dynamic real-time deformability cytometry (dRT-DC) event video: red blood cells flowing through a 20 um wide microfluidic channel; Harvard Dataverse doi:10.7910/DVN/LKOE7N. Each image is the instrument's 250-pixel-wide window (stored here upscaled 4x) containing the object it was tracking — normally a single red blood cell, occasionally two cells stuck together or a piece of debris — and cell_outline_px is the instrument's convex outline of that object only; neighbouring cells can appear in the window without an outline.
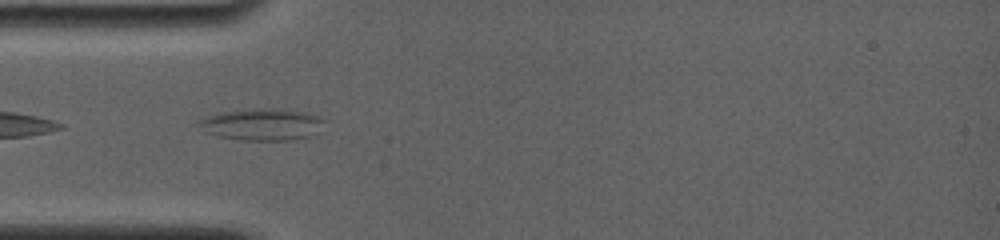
{"species": "common noctule bat (a hibernating species)", "species_latin": "Nyctalus noctula", "temperature_condition": "room temperature", "stored_images_in_passage": 6, "camera_frame_rate_fps": 4000, "um_per_image_px": 0.085, "animal": {"sex": "female", "body_mass_g": 19.0, "forearm_length_mm": 56.7}, "frame": {"image": 1, "passage_image": 2, "time_ms": 0.75, "image_size_px": [1000, 240], "cell_outline_px": [[324, 120], [316, 132], [308, 136], [292, 140], [244, 140], [216, 136], [204, 132], [196, 124], [196, 120], [204, 116], [224, 112], [252, 108], [276, 108], [308, 112]], "centroid_in_image_um": [22.18, 10.56], "position_along_channel_um": 62.8, "area_um2": 23.35}}
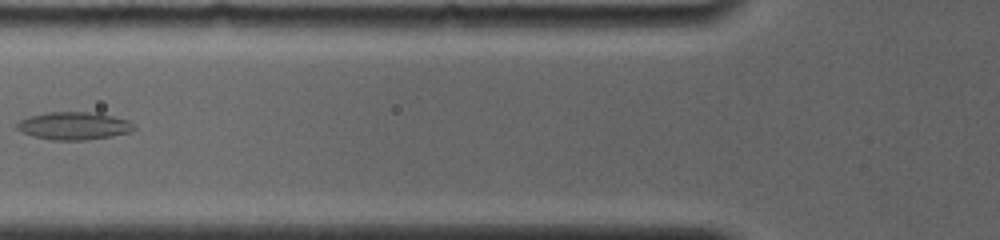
{"frame": {"image": 2, "passage_image": 4, "time_ms": 2.25, "image_size_px": [1000, 240], "cell_outline_px": [[136, 128], [132, 132], [112, 136], [88, 140], [52, 140], [32, 136], [20, 132], [16, 128], [16, 124], [20, 120], [28, 116], [48, 112], [96, 112], [128, 120], [136, 124]], "centroid_in_image_um": [6.3, 10.7], "position_along_channel_um": 119.5, "area_um2": 19.25}}
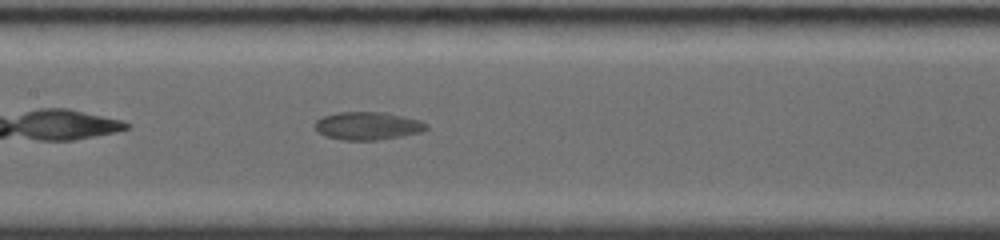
{"frame": {"image": 3, "passage_image": 6, "time_ms": 3.75, "image_size_px": [1000, 240], "cell_outline_px": [[428, 128], [420, 132], [380, 140], [344, 140], [324, 136], [312, 128], [312, 124], [320, 116], [336, 112], [384, 112], [420, 120], [428, 124]], "centroid_in_image_um": [31.17, 10.69], "position_along_channel_um": 176.2, "area_um2": 18.44}}